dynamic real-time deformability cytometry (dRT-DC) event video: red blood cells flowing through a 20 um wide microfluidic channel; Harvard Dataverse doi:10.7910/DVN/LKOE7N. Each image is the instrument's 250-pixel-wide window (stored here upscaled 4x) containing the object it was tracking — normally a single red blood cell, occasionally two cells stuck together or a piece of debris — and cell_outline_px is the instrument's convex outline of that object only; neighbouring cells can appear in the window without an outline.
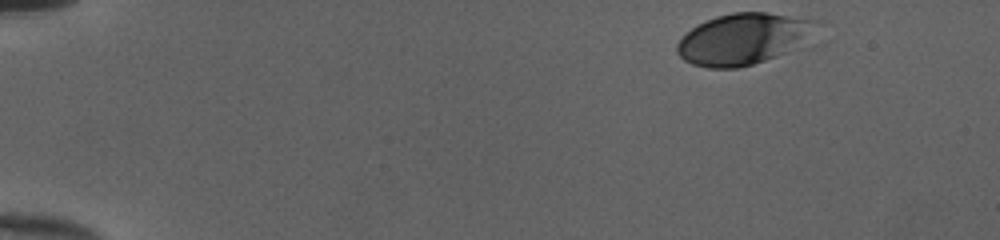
{"species": "human", "species_latin": "Homo sapiens", "temperature_condition": "cold", "stored_images_in_passage": 41, "camera_frame_rate_fps": 3000, "um_per_image_px": 0.085, "donor": {"sex": "female"}, "frame": {"image": 1, "passage_image": 1, "time_ms": 0.0, "image_size_px": [1000, 240], "cell_outline_px": [[820, 20], [808, 44], [804, 48], [752, 64], [736, 68], [708, 68], [692, 64], [684, 60], [676, 52], [676, 44], [696, 24], [716, 16], [732, 12], [768, 12]], "centroid_in_image_um": [63.28, 3.3], "position_along_channel_um": 21.7, "area_um2": 42.43}}
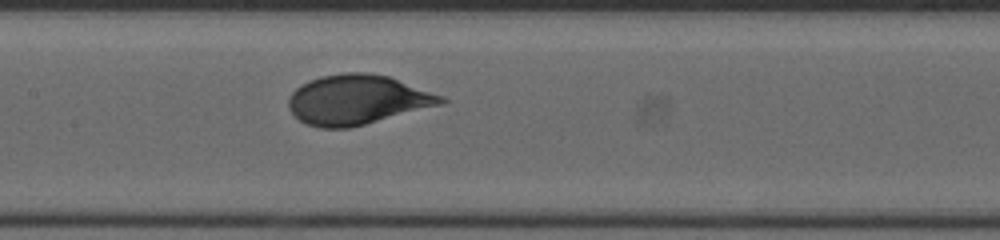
{"frame": {"image": 2, "passage_image": 22, "time_ms": 7.0, "image_size_px": [1000, 240], "cell_outline_px": [[448, 100], [444, 104], [348, 128], [320, 128], [308, 124], [300, 120], [288, 108], [288, 96], [296, 88], [308, 80], [320, 76], [344, 72], [368, 72], [388, 76], [444, 96]], "centroid_in_image_um": [30.37, 8.46], "position_along_channel_um": 177.0, "area_um2": 44.16}}
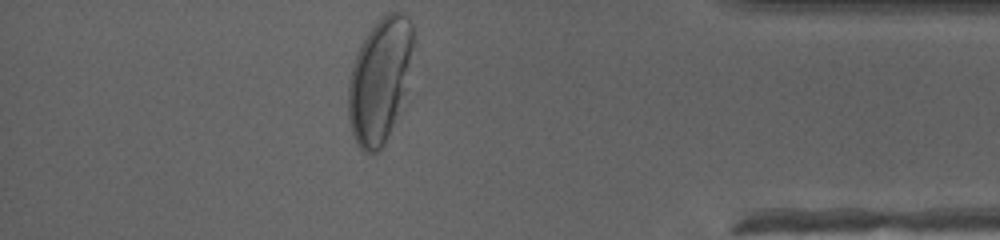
{"frame": {"image": 3, "passage_image": 41, "time_ms": 13.333, "image_size_px": [1000, 240], "cell_outline_px": [[412, 44], [404, 92], [396, 116], [384, 144], [376, 152], [364, 152], [356, 144], [352, 136], [348, 120], [348, 80], [352, 64], [360, 44], [368, 32], [388, 12], [400, 12], [408, 16], [412, 24]], "centroid_in_image_um": [32.21, 6.84], "position_along_channel_um": 403.0, "area_um2": 46.24}, "authors_computed_cell_mechanics": {"area_um2": 42.9454, "velocity_mm_per_s": 3.9874, "shape_relaxation_time_tau1_ms": 2.5554, "shape_relaxation_time_tau2_ms": null, "deformation_change_tau1": 0.1604, "deformation_change_tau2": null}}